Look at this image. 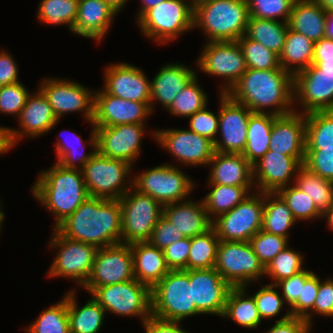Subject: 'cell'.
Segmentation results:
<instances>
[{
    "instance_id": "cell-1",
    "label": "cell",
    "mask_w": 333,
    "mask_h": 333,
    "mask_svg": "<svg viewBox=\"0 0 333 333\" xmlns=\"http://www.w3.org/2000/svg\"><path fill=\"white\" fill-rule=\"evenodd\" d=\"M293 86L294 75L283 68H248L227 94L253 113H268L264 108L272 106L269 113L282 116L295 111Z\"/></svg>"
},
{
    "instance_id": "cell-2",
    "label": "cell",
    "mask_w": 333,
    "mask_h": 333,
    "mask_svg": "<svg viewBox=\"0 0 333 333\" xmlns=\"http://www.w3.org/2000/svg\"><path fill=\"white\" fill-rule=\"evenodd\" d=\"M121 226L119 200L89 196L55 229L68 239L103 248L121 243Z\"/></svg>"
},
{
    "instance_id": "cell-3",
    "label": "cell",
    "mask_w": 333,
    "mask_h": 333,
    "mask_svg": "<svg viewBox=\"0 0 333 333\" xmlns=\"http://www.w3.org/2000/svg\"><path fill=\"white\" fill-rule=\"evenodd\" d=\"M37 179L31 192L54 214V229L89 197L80 169L65 168L55 162L51 168L42 170Z\"/></svg>"
},
{
    "instance_id": "cell-4",
    "label": "cell",
    "mask_w": 333,
    "mask_h": 333,
    "mask_svg": "<svg viewBox=\"0 0 333 333\" xmlns=\"http://www.w3.org/2000/svg\"><path fill=\"white\" fill-rule=\"evenodd\" d=\"M249 17L247 0H211L193 8V28H201L208 42L237 41Z\"/></svg>"
},
{
    "instance_id": "cell-5",
    "label": "cell",
    "mask_w": 333,
    "mask_h": 333,
    "mask_svg": "<svg viewBox=\"0 0 333 333\" xmlns=\"http://www.w3.org/2000/svg\"><path fill=\"white\" fill-rule=\"evenodd\" d=\"M152 315L168 321H182L199 315L193 300L188 270H170L152 289Z\"/></svg>"
},
{
    "instance_id": "cell-6",
    "label": "cell",
    "mask_w": 333,
    "mask_h": 333,
    "mask_svg": "<svg viewBox=\"0 0 333 333\" xmlns=\"http://www.w3.org/2000/svg\"><path fill=\"white\" fill-rule=\"evenodd\" d=\"M294 104L301 113L333 111V58L312 59V64L294 75Z\"/></svg>"
},
{
    "instance_id": "cell-7",
    "label": "cell",
    "mask_w": 333,
    "mask_h": 333,
    "mask_svg": "<svg viewBox=\"0 0 333 333\" xmlns=\"http://www.w3.org/2000/svg\"><path fill=\"white\" fill-rule=\"evenodd\" d=\"M137 23L145 37L166 44L193 28V8L188 0H165L148 9Z\"/></svg>"
},
{
    "instance_id": "cell-8",
    "label": "cell",
    "mask_w": 333,
    "mask_h": 333,
    "mask_svg": "<svg viewBox=\"0 0 333 333\" xmlns=\"http://www.w3.org/2000/svg\"><path fill=\"white\" fill-rule=\"evenodd\" d=\"M132 167L129 162L108 158L96 151L81 169L89 196L119 200L133 187V181H126L127 177L131 176L129 174Z\"/></svg>"
},
{
    "instance_id": "cell-9",
    "label": "cell",
    "mask_w": 333,
    "mask_h": 333,
    "mask_svg": "<svg viewBox=\"0 0 333 333\" xmlns=\"http://www.w3.org/2000/svg\"><path fill=\"white\" fill-rule=\"evenodd\" d=\"M119 202L122 216L121 243L148 241L163 215V206L150 195L143 194L134 187H131Z\"/></svg>"
},
{
    "instance_id": "cell-10",
    "label": "cell",
    "mask_w": 333,
    "mask_h": 333,
    "mask_svg": "<svg viewBox=\"0 0 333 333\" xmlns=\"http://www.w3.org/2000/svg\"><path fill=\"white\" fill-rule=\"evenodd\" d=\"M214 269L231 287H249L265 276L249 241H219Z\"/></svg>"
},
{
    "instance_id": "cell-11",
    "label": "cell",
    "mask_w": 333,
    "mask_h": 333,
    "mask_svg": "<svg viewBox=\"0 0 333 333\" xmlns=\"http://www.w3.org/2000/svg\"><path fill=\"white\" fill-rule=\"evenodd\" d=\"M91 296L106 313L141 317L142 323L152 315L151 288L137 279L96 287Z\"/></svg>"
},
{
    "instance_id": "cell-12",
    "label": "cell",
    "mask_w": 333,
    "mask_h": 333,
    "mask_svg": "<svg viewBox=\"0 0 333 333\" xmlns=\"http://www.w3.org/2000/svg\"><path fill=\"white\" fill-rule=\"evenodd\" d=\"M133 187L143 194L150 195L162 206L187 200L195 188L194 182L175 165L161 164L137 174Z\"/></svg>"
},
{
    "instance_id": "cell-13",
    "label": "cell",
    "mask_w": 333,
    "mask_h": 333,
    "mask_svg": "<svg viewBox=\"0 0 333 333\" xmlns=\"http://www.w3.org/2000/svg\"><path fill=\"white\" fill-rule=\"evenodd\" d=\"M264 193H251L230 211L212 220L220 241H250L262 228Z\"/></svg>"
},
{
    "instance_id": "cell-14",
    "label": "cell",
    "mask_w": 333,
    "mask_h": 333,
    "mask_svg": "<svg viewBox=\"0 0 333 333\" xmlns=\"http://www.w3.org/2000/svg\"><path fill=\"white\" fill-rule=\"evenodd\" d=\"M53 231L49 246L59 250L48 270V276L70 278L83 287L90 276L98 248L68 239L56 229Z\"/></svg>"
},
{
    "instance_id": "cell-15",
    "label": "cell",
    "mask_w": 333,
    "mask_h": 333,
    "mask_svg": "<svg viewBox=\"0 0 333 333\" xmlns=\"http://www.w3.org/2000/svg\"><path fill=\"white\" fill-rule=\"evenodd\" d=\"M196 65L204 73L226 80L220 93H228L248 69L237 41L207 42Z\"/></svg>"
},
{
    "instance_id": "cell-16",
    "label": "cell",
    "mask_w": 333,
    "mask_h": 333,
    "mask_svg": "<svg viewBox=\"0 0 333 333\" xmlns=\"http://www.w3.org/2000/svg\"><path fill=\"white\" fill-rule=\"evenodd\" d=\"M133 256L130 244H116L98 248L90 276L83 286L87 292L96 287L134 279Z\"/></svg>"
},
{
    "instance_id": "cell-17",
    "label": "cell",
    "mask_w": 333,
    "mask_h": 333,
    "mask_svg": "<svg viewBox=\"0 0 333 333\" xmlns=\"http://www.w3.org/2000/svg\"><path fill=\"white\" fill-rule=\"evenodd\" d=\"M39 90L47 98L53 112L59 120L68 112H83L89 123L94 118V92L76 81L45 78L40 81Z\"/></svg>"
},
{
    "instance_id": "cell-18",
    "label": "cell",
    "mask_w": 333,
    "mask_h": 333,
    "mask_svg": "<svg viewBox=\"0 0 333 333\" xmlns=\"http://www.w3.org/2000/svg\"><path fill=\"white\" fill-rule=\"evenodd\" d=\"M218 132L214 150L221 153L242 154L247 142L248 119L253 113L227 93H220Z\"/></svg>"
},
{
    "instance_id": "cell-19",
    "label": "cell",
    "mask_w": 333,
    "mask_h": 333,
    "mask_svg": "<svg viewBox=\"0 0 333 333\" xmlns=\"http://www.w3.org/2000/svg\"><path fill=\"white\" fill-rule=\"evenodd\" d=\"M153 138L182 165L208 166L212 159L214 143L189 129H164L152 131Z\"/></svg>"
},
{
    "instance_id": "cell-20",
    "label": "cell",
    "mask_w": 333,
    "mask_h": 333,
    "mask_svg": "<svg viewBox=\"0 0 333 333\" xmlns=\"http://www.w3.org/2000/svg\"><path fill=\"white\" fill-rule=\"evenodd\" d=\"M145 123L95 127L96 151L108 158L122 159L133 165L140 155Z\"/></svg>"
},
{
    "instance_id": "cell-21",
    "label": "cell",
    "mask_w": 333,
    "mask_h": 333,
    "mask_svg": "<svg viewBox=\"0 0 333 333\" xmlns=\"http://www.w3.org/2000/svg\"><path fill=\"white\" fill-rule=\"evenodd\" d=\"M152 114L150 102L125 100L102 91L94 92L95 127L144 123Z\"/></svg>"
},
{
    "instance_id": "cell-22",
    "label": "cell",
    "mask_w": 333,
    "mask_h": 333,
    "mask_svg": "<svg viewBox=\"0 0 333 333\" xmlns=\"http://www.w3.org/2000/svg\"><path fill=\"white\" fill-rule=\"evenodd\" d=\"M19 118V119H18ZM19 129L6 128L7 141L10 149L18 144L19 139L26 137H37L52 129L58 123L51 105L47 98L38 89L35 94L27 97L26 104L17 117Z\"/></svg>"
},
{
    "instance_id": "cell-23",
    "label": "cell",
    "mask_w": 333,
    "mask_h": 333,
    "mask_svg": "<svg viewBox=\"0 0 333 333\" xmlns=\"http://www.w3.org/2000/svg\"><path fill=\"white\" fill-rule=\"evenodd\" d=\"M304 160L305 157H292L268 150L252 165L253 180H256L254 186L258 187V192L277 193L290 184Z\"/></svg>"
},
{
    "instance_id": "cell-24",
    "label": "cell",
    "mask_w": 333,
    "mask_h": 333,
    "mask_svg": "<svg viewBox=\"0 0 333 333\" xmlns=\"http://www.w3.org/2000/svg\"><path fill=\"white\" fill-rule=\"evenodd\" d=\"M188 276L197 311L222 316L232 287L214 268L188 270Z\"/></svg>"
},
{
    "instance_id": "cell-25",
    "label": "cell",
    "mask_w": 333,
    "mask_h": 333,
    "mask_svg": "<svg viewBox=\"0 0 333 333\" xmlns=\"http://www.w3.org/2000/svg\"><path fill=\"white\" fill-rule=\"evenodd\" d=\"M107 94L136 102H150L151 80L138 67L128 63H116L105 69Z\"/></svg>"
},
{
    "instance_id": "cell-26",
    "label": "cell",
    "mask_w": 333,
    "mask_h": 333,
    "mask_svg": "<svg viewBox=\"0 0 333 333\" xmlns=\"http://www.w3.org/2000/svg\"><path fill=\"white\" fill-rule=\"evenodd\" d=\"M269 150L292 157H305L306 119L296 110L273 120Z\"/></svg>"
},
{
    "instance_id": "cell-27",
    "label": "cell",
    "mask_w": 333,
    "mask_h": 333,
    "mask_svg": "<svg viewBox=\"0 0 333 333\" xmlns=\"http://www.w3.org/2000/svg\"><path fill=\"white\" fill-rule=\"evenodd\" d=\"M118 12L104 0H79L72 33L99 41L108 32Z\"/></svg>"
},
{
    "instance_id": "cell-28",
    "label": "cell",
    "mask_w": 333,
    "mask_h": 333,
    "mask_svg": "<svg viewBox=\"0 0 333 333\" xmlns=\"http://www.w3.org/2000/svg\"><path fill=\"white\" fill-rule=\"evenodd\" d=\"M211 166L208 184L231 186H253L252 164L242 154L215 151L208 167Z\"/></svg>"
},
{
    "instance_id": "cell-29",
    "label": "cell",
    "mask_w": 333,
    "mask_h": 333,
    "mask_svg": "<svg viewBox=\"0 0 333 333\" xmlns=\"http://www.w3.org/2000/svg\"><path fill=\"white\" fill-rule=\"evenodd\" d=\"M163 216L185 237H194L212 228L203 200H184L163 206Z\"/></svg>"
},
{
    "instance_id": "cell-30",
    "label": "cell",
    "mask_w": 333,
    "mask_h": 333,
    "mask_svg": "<svg viewBox=\"0 0 333 333\" xmlns=\"http://www.w3.org/2000/svg\"><path fill=\"white\" fill-rule=\"evenodd\" d=\"M184 64L169 63L164 65L151 81L150 108L159 101L165 110L173 102L176 95L198 74Z\"/></svg>"
},
{
    "instance_id": "cell-31",
    "label": "cell",
    "mask_w": 333,
    "mask_h": 333,
    "mask_svg": "<svg viewBox=\"0 0 333 333\" xmlns=\"http://www.w3.org/2000/svg\"><path fill=\"white\" fill-rule=\"evenodd\" d=\"M130 247L135 279L152 289L170 271L163 250L148 241L131 243Z\"/></svg>"
},
{
    "instance_id": "cell-32",
    "label": "cell",
    "mask_w": 333,
    "mask_h": 333,
    "mask_svg": "<svg viewBox=\"0 0 333 333\" xmlns=\"http://www.w3.org/2000/svg\"><path fill=\"white\" fill-rule=\"evenodd\" d=\"M326 11L316 0H295L287 21L288 29L301 33L312 42L325 38Z\"/></svg>"
},
{
    "instance_id": "cell-33",
    "label": "cell",
    "mask_w": 333,
    "mask_h": 333,
    "mask_svg": "<svg viewBox=\"0 0 333 333\" xmlns=\"http://www.w3.org/2000/svg\"><path fill=\"white\" fill-rule=\"evenodd\" d=\"M74 291L67 292L70 333H99L106 315L105 310L93 297L79 308Z\"/></svg>"
},
{
    "instance_id": "cell-34",
    "label": "cell",
    "mask_w": 333,
    "mask_h": 333,
    "mask_svg": "<svg viewBox=\"0 0 333 333\" xmlns=\"http://www.w3.org/2000/svg\"><path fill=\"white\" fill-rule=\"evenodd\" d=\"M313 55L314 42L305 35L288 29L285 44L279 55L280 67L295 75L312 64Z\"/></svg>"
},
{
    "instance_id": "cell-35",
    "label": "cell",
    "mask_w": 333,
    "mask_h": 333,
    "mask_svg": "<svg viewBox=\"0 0 333 333\" xmlns=\"http://www.w3.org/2000/svg\"><path fill=\"white\" fill-rule=\"evenodd\" d=\"M276 117L269 112L252 113L248 119L247 142L242 155L252 165L269 150L273 120Z\"/></svg>"
},
{
    "instance_id": "cell-36",
    "label": "cell",
    "mask_w": 333,
    "mask_h": 333,
    "mask_svg": "<svg viewBox=\"0 0 333 333\" xmlns=\"http://www.w3.org/2000/svg\"><path fill=\"white\" fill-rule=\"evenodd\" d=\"M246 288L245 286L230 289L222 317L232 319L245 328H257L262 319L259 316L254 297L246 294Z\"/></svg>"
},
{
    "instance_id": "cell-37",
    "label": "cell",
    "mask_w": 333,
    "mask_h": 333,
    "mask_svg": "<svg viewBox=\"0 0 333 333\" xmlns=\"http://www.w3.org/2000/svg\"><path fill=\"white\" fill-rule=\"evenodd\" d=\"M297 222L287 203L278 193H264V211L261 230L289 238L288 231Z\"/></svg>"
},
{
    "instance_id": "cell-38",
    "label": "cell",
    "mask_w": 333,
    "mask_h": 333,
    "mask_svg": "<svg viewBox=\"0 0 333 333\" xmlns=\"http://www.w3.org/2000/svg\"><path fill=\"white\" fill-rule=\"evenodd\" d=\"M287 32L286 22L249 17L245 36L260 42L279 56L285 44Z\"/></svg>"
},
{
    "instance_id": "cell-39",
    "label": "cell",
    "mask_w": 333,
    "mask_h": 333,
    "mask_svg": "<svg viewBox=\"0 0 333 333\" xmlns=\"http://www.w3.org/2000/svg\"><path fill=\"white\" fill-rule=\"evenodd\" d=\"M212 190L205 195L203 202L211 220L226 213L250 195L254 186H231L208 184Z\"/></svg>"
},
{
    "instance_id": "cell-40",
    "label": "cell",
    "mask_w": 333,
    "mask_h": 333,
    "mask_svg": "<svg viewBox=\"0 0 333 333\" xmlns=\"http://www.w3.org/2000/svg\"><path fill=\"white\" fill-rule=\"evenodd\" d=\"M315 203L324 215L333 205V181L324 179L302 165L294 178V183Z\"/></svg>"
},
{
    "instance_id": "cell-41",
    "label": "cell",
    "mask_w": 333,
    "mask_h": 333,
    "mask_svg": "<svg viewBox=\"0 0 333 333\" xmlns=\"http://www.w3.org/2000/svg\"><path fill=\"white\" fill-rule=\"evenodd\" d=\"M305 149H333V111L305 114Z\"/></svg>"
},
{
    "instance_id": "cell-42",
    "label": "cell",
    "mask_w": 333,
    "mask_h": 333,
    "mask_svg": "<svg viewBox=\"0 0 333 333\" xmlns=\"http://www.w3.org/2000/svg\"><path fill=\"white\" fill-rule=\"evenodd\" d=\"M91 124H92L91 126L93 128L90 133V136H91L89 138L90 140H88V141H89V146L93 147V149H92L93 151H91L88 154L85 153L84 152V150H85L84 141L77 133L73 132L72 138H69L70 141L67 140V142H63L64 139L61 140L60 138H59V140H57L58 142H56V145H55L56 146V156L58 159L57 163H59L61 166L65 167V168L80 169V170L85 166V164L91 159V157L96 152L95 126H94L93 122ZM69 136H71V135H69ZM71 140H73V141H71ZM77 146H78V148H79V146H80V148H83L82 153L79 152L80 154H78L79 150L77 149ZM83 153H85V154H83ZM77 163H79V165H77Z\"/></svg>"
},
{
    "instance_id": "cell-43",
    "label": "cell",
    "mask_w": 333,
    "mask_h": 333,
    "mask_svg": "<svg viewBox=\"0 0 333 333\" xmlns=\"http://www.w3.org/2000/svg\"><path fill=\"white\" fill-rule=\"evenodd\" d=\"M219 238L213 228L190 238L188 270L214 268Z\"/></svg>"
},
{
    "instance_id": "cell-44",
    "label": "cell",
    "mask_w": 333,
    "mask_h": 333,
    "mask_svg": "<svg viewBox=\"0 0 333 333\" xmlns=\"http://www.w3.org/2000/svg\"><path fill=\"white\" fill-rule=\"evenodd\" d=\"M79 0H41L37 9L38 19L49 25L74 27Z\"/></svg>"
},
{
    "instance_id": "cell-45",
    "label": "cell",
    "mask_w": 333,
    "mask_h": 333,
    "mask_svg": "<svg viewBox=\"0 0 333 333\" xmlns=\"http://www.w3.org/2000/svg\"><path fill=\"white\" fill-rule=\"evenodd\" d=\"M26 330L28 333H70L67 293L57 304L45 309Z\"/></svg>"
},
{
    "instance_id": "cell-46",
    "label": "cell",
    "mask_w": 333,
    "mask_h": 333,
    "mask_svg": "<svg viewBox=\"0 0 333 333\" xmlns=\"http://www.w3.org/2000/svg\"><path fill=\"white\" fill-rule=\"evenodd\" d=\"M197 75L173 99L166 109L169 113L189 118L195 112L202 110L208 104L204 90L198 84Z\"/></svg>"
},
{
    "instance_id": "cell-47",
    "label": "cell",
    "mask_w": 333,
    "mask_h": 333,
    "mask_svg": "<svg viewBox=\"0 0 333 333\" xmlns=\"http://www.w3.org/2000/svg\"><path fill=\"white\" fill-rule=\"evenodd\" d=\"M243 56L246 60L247 68L256 70L279 69V56L260 42L253 41L243 35L237 40Z\"/></svg>"
},
{
    "instance_id": "cell-48",
    "label": "cell",
    "mask_w": 333,
    "mask_h": 333,
    "mask_svg": "<svg viewBox=\"0 0 333 333\" xmlns=\"http://www.w3.org/2000/svg\"><path fill=\"white\" fill-rule=\"evenodd\" d=\"M277 193L287 203L296 221L313 220L323 217L313 200L295 184L294 186L281 188Z\"/></svg>"
},
{
    "instance_id": "cell-49",
    "label": "cell",
    "mask_w": 333,
    "mask_h": 333,
    "mask_svg": "<svg viewBox=\"0 0 333 333\" xmlns=\"http://www.w3.org/2000/svg\"><path fill=\"white\" fill-rule=\"evenodd\" d=\"M303 256L300 252L291 250L290 247L281 251L265 268L268 275L276 284L278 281L291 277L304 270Z\"/></svg>"
},
{
    "instance_id": "cell-50",
    "label": "cell",
    "mask_w": 333,
    "mask_h": 333,
    "mask_svg": "<svg viewBox=\"0 0 333 333\" xmlns=\"http://www.w3.org/2000/svg\"><path fill=\"white\" fill-rule=\"evenodd\" d=\"M249 242L264 268H266L281 251L288 247V238L274 235L263 230L258 231Z\"/></svg>"
},
{
    "instance_id": "cell-51",
    "label": "cell",
    "mask_w": 333,
    "mask_h": 333,
    "mask_svg": "<svg viewBox=\"0 0 333 333\" xmlns=\"http://www.w3.org/2000/svg\"><path fill=\"white\" fill-rule=\"evenodd\" d=\"M250 17L286 22L295 0H247Z\"/></svg>"
},
{
    "instance_id": "cell-52",
    "label": "cell",
    "mask_w": 333,
    "mask_h": 333,
    "mask_svg": "<svg viewBox=\"0 0 333 333\" xmlns=\"http://www.w3.org/2000/svg\"><path fill=\"white\" fill-rule=\"evenodd\" d=\"M319 290V277L312 272L302 285L301 295L289 310L291 316L303 318L311 326L313 324V305Z\"/></svg>"
},
{
    "instance_id": "cell-53",
    "label": "cell",
    "mask_w": 333,
    "mask_h": 333,
    "mask_svg": "<svg viewBox=\"0 0 333 333\" xmlns=\"http://www.w3.org/2000/svg\"><path fill=\"white\" fill-rule=\"evenodd\" d=\"M275 284H265L254 295L256 307L261 319L277 316L285 304L283 296L276 290Z\"/></svg>"
},
{
    "instance_id": "cell-54",
    "label": "cell",
    "mask_w": 333,
    "mask_h": 333,
    "mask_svg": "<svg viewBox=\"0 0 333 333\" xmlns=\"http://www.w3.org/2000/svg\"><path fill=\"white\" fill-rule=\"evenodd\" d=\"M29 95L21 82L0 86V113L18 117Z\"/></svg>"
},
{
    "instance_id": "cell-55",
    "label": "cell",
    "mask_w": 333,
    "mask_h": 333,
    "mask_svg": "<svg viewBox=\"0 0 333 333\" xmlns=\"http://www.w3.org/2000/svg\"><path fill=\"white\" fill-rule=\"evenodd\" d=\"M303 165L322 178L333 181V149H305Z\"/></svg>"
},
{
    "instance_id": "cell-56",
    "label": "cell",
    "mask_w": 333,
    "mask_h": 333,
    "mask_svg": "<svg viewBox=\"0 0 333 333\" xmlns=\"http://www.w3.org/2000/svg\"><path fill=\"white\" fill-rule=\"evenodd\" d=\"M189 117V130L210 139L214 143L218 135L219 114L215 116L206 106Z\"/></svg>"
},
{
    "instance_id": "cell-57",
    "label": "cell",
    "mask_w": 333,
    "mask_h": 333,
    "mask_svg": "<svg viewBox=\"0 0 333 333\" xmlns=\"http://www.w3.org/2000/svg\"><path fill=\"white\" fill-rule=\"evenodd\" d=\"M183 238H185V236L162 215L155 225L148 242L151 245L164 250L167 246H170L174 242Z\"/></svg>"
},
{
    "instance_id": "cell-58",
    "label": "cell",
    "mask_w": 333,
    "mask_h": 333,
    "mask_svg": "<svg viewBox=\"0 0 333 333\" xmlns=\"http://www.w3.org/2000/svg\"><path fill=\"white\" fill-rule=\"evenodd\" d=\"M190 248V237H185L167 246L163 250L167 267L170 270H188Z\"/></svg>"
},
{
    "instance_id": "cell-59",
    "label": "cell",
    "mask_w": 333,
    "mask_h": 333,
    "mask_svg": "<svg viewBox=\"0 0 333 333\" xmlns=\"http://www.w3.org/2000/svg\"><path fill=\"white\" fill-rule=\"evenodd\" d=\"M313 271L303 270L296 275L282 279L278 281L275 285L280 287L283 296L284 302L287 303L290 307L297 301L299 295H301L302 285L305 283V279Z\"/></svg>"
},
{
    "instance_id": "cell-60",
    "label": "cell",
    "mask_w": 333,
    "mask_h": 333,
    "mask_svg": "<svg viewBox=\"0 0 333 333\" xmlns=\"http://www.w3.org/2000/svg\"><path fill=\"white\" fill-rule=\"evenodd\" d=\"M313 312L320 316L333 317V279L321 281L319 278V290Z\"/></svg>"
},
{
    "instance_id": "cell-61",
    "label": "cell",
    "mask_w": 333,
    "mask_h": 333,
    "mask_svg": "<svg viewBox=\"0 0 333 333\" xmlns=\"http://www.w3.org/2000/svg\"><path fill=\"white\" fill-rule=\"evenodd\" d=\"M311 327L303 318L291 316L288 311L265 333H310Z\"/></svg>"
},
{
    "instance_id": "cell-62",
    "label": "cell",
    "mask_w": 333,
    "mask_h": 333,
    "mask_svg": "<svg viewBox=\"0 0 333 333\" xmlns=\"http://www.w3.org/2000/svg\"><path fill=\"white\" fill-rule=\"evenodd\" d=\"M180 323V321L163 320L151 315L142 325L145 333H188L179 326Z\"/></svg>"
},
{
    "instance_id": "cell-63",
    "label": "cell",
    "mask_w": 333,
    "mask_h": 333,
    "mask_svg": "<svg viewBox=\"0 0 333 333\" xmlns=\"http://www.w3.org/2000/svg\"><path fill=\"white\" fill-rule=\"evenodd\" d=\"M18 66L7 51H0V86L20 82Z\"/></svg>"
},
{
    "instance_id": "cell-64",
    "label": "cell",
    "mask_w": 333,
    "mask_h": 333,
    "mask_svg": "<svg viewBox=\"0 0 333 333\" xmlns=\"http://www.w3.org/2000/svg\"><path fill=\"white\" fill-rule=\"evenodd\" d=\"M333 58V40L322 38L314 43L313 59H331Z\"/></svg>"
},
{
    "instance_id": "cell-65",
    "label": "cell",
    "mask_w": 333,
    "mask_h": 333,
    "mask_svg": "<svg viewBox=\"0 0 333 333\" xmlns=\"http://www.w3.org/2000/svg\"><path fill=\"white\" fill-rule=\"evenodd\" d=\"M325 38L333 40V9L326 11Z\"/></svg>"
},
{
    "instance_id": "cell-66",
    "label": "cell",
    "mask_w": 333,
    "mask_h": 333,
    "mask_svg": "<svg viewBox=\"0 0 333 333\" xmlns=\"http://www.w3.org/2000/svg\"><path fill=\"white\" fill-rule=\"evenodd\" d=\"M6 128L7 127L0 126V155H4V153L11 150L7 141Z\"/></svg>"
},
{
    "instance_id": "cell-67",
    "label": "cell",
    "mask_w": 333,
    "mask_h": 333,
    "mask_svg": "<svg viewBox=\"0 0 333 333\" xmlns=\"http://www.w3.org/2000/svg\"><path fill=\"white\" fill-rule=\"evenodd\" d=\"M142 2L139 13L137 14V20L150 8L156 6L157 4L165 0H140Z\"/></svg>"
},
{
    "instance_id": "cell-68",
    "label": "cell",
    "mask_w": 333,
    "mask_h": 333,
    "mask_svg": "<svg viewBox=\"0 0 333 333\" xmlns=\"http://www.w3.org/2000/svg\"><path fill=\"white\" fill-rule=\"evenodd\" d=\"M107 3H109L114 9L119 13L122 9V7L125 6L126 2L129 0H104Z\"/></svg>"
},
{
    "instance_id": "cell-69",
    "label": "cell",
    "mask_w": 333,
    "mask_h": 333,
    "mask_svg": "<svg viewBox=\"0 0 333 333\" xmlns=\"http://www.w3.org/2000/svg\"><path fill=\"white\" fill-rule=\"evenodd\" d=\"M316 1L325 11L333 9V0H316Z\"/></svg>"
},
{
    "instance_id": "cell-70",
    "label": "cell",
    "mask_w": 333,
    "mask_h": 333,
    "mask_svg": "<svg viewBox=\"0 0 333 333\" xmlns=\"http://www.w3.org/2000/svg\"><path fill=\"white\" fill-rule=\"evenodd\" d=\"M327 218V223L330 229L333 230V205L332 207L323 215V218Z\"/></svg>"
},
{
    "instance_id": "cell-71",
    "label": "cell",
    "mask_w": 333,
    "mask_h": 333,
    "mask_svg": "<svg viewBox=\"0 0 333 333\" xmlns=\"http://www.w3.org/2000/svg\"><path fill=\"white\" fill-rule=\"evenodd\" d=\"M188 1L190 2L191 7L195 8L196 6L211 0H188Z\"/></svg>"
},
{
    "instance_id": "cell-72",
    "label": "cell",
    "mask_w": 333,
    "mask_h": 333,
    "mask_svg": "<svg viewBox=\"0 0 333 333\" xmlns=\"http://www.w3.org/2000/svg\"><path fill=\"white\" fill-rule=\"evenodd\" d=\"M4 218H5V214L2 211V208H1V205H0V231H1V228H2V222L4 221Z\"/></svg>"
}]
</instances>
